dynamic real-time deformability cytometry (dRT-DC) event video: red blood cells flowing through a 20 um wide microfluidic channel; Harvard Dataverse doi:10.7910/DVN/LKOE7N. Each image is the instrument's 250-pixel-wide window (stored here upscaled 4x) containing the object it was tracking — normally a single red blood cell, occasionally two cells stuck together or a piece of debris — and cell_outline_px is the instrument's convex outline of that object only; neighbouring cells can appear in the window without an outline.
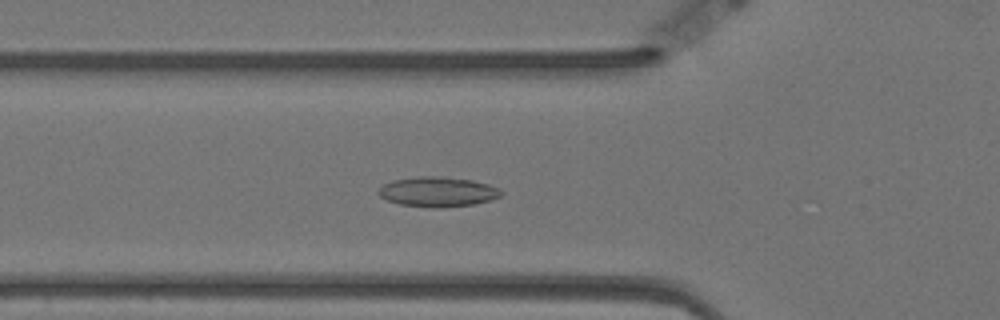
{"species": "Egyptian fruit bat (a non-hibernating species)", "species_latin": "Rousettus aegyptiacus", "temperature_condition": "warm", "stored_images_in_passage": 58, "camera_frame_rate_fps": 3000, "um_per_image_px": 0.085, "animal": {"sex": "female"}, "frame": {"image": 1, "passage_image": 20, "time_ms": 6.333, "image_size_px": [1000, 320], "cell_outline_px": [[504, 192], [500, 196], [492, 200], [476, 204], [444, 208], [432, 208], [400, 204], [388, 200], [380, 196], [376, 192], [384, 184], [392, 180], [416, 176], [444, 176], [472, 180], [488, 184], [500, 188]], "centroid_in_image_um": [37.24, 16.3], "position_along_channel_um": 88.6, "area_um2": 21.73}}
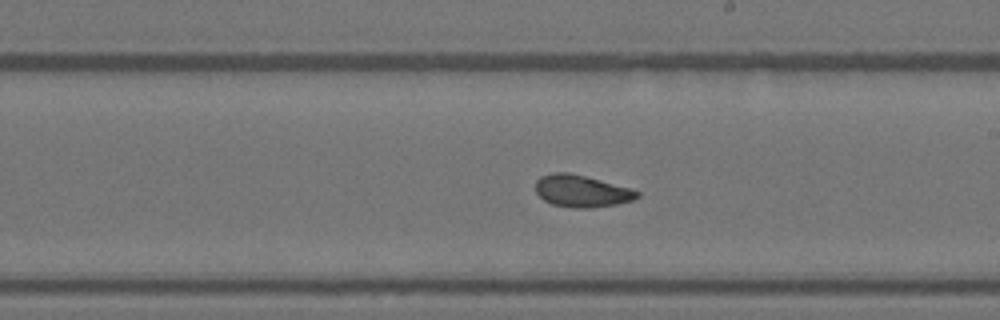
{"frame": {"image": 2, "passage_image": 33, "time_ms": 10.667, "image_size_px": [1000, 320], "cell_outline_px": [[640, 196], [632, 200], [616, 204], [592, 208], [572, 208], [552, 204], [544, 200], [536, 192], [536, 180], [540, 176], [552, 172], [568, 172], [600, 180], [628, 188], [640, 192]], "centroid_in_image_um": [49.4, 16.24], "position_along_channel_um": 239.6, "area_um2": 18.84}}
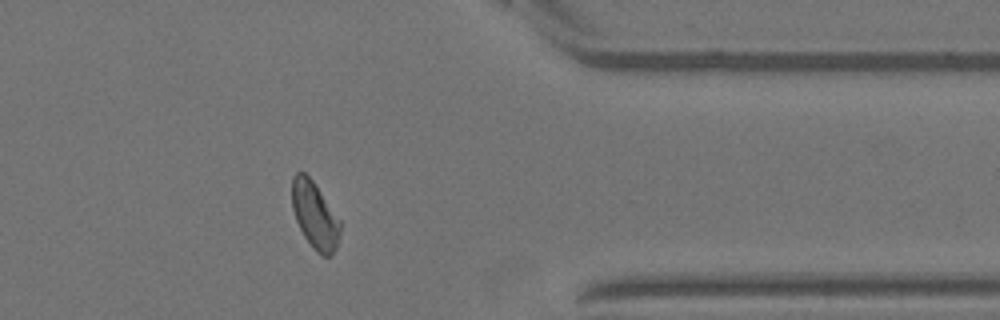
{"frame": {"image": 3, "passage_image": 47, "time_ms": 15.333, "image_size_px": [1000, 320], "cell_outline_px": [[340, 232], [336, 248], [328, 256], [324, 256], [316, 252], [312, 248], [304, 236], [296, 220], [292, 208], [292, 176], [296, 172], [304, 172], [316, 184], [340, 220]], "centroid_in_image_um": [26.74, 18.28], "position_along_channel_um": 384.7, "area_um2": 18.73}, "authors_computed_cell_mechanics": {"area_um2": 19.4208, "velocity_mm_per_s": 3.4741, "shape_relaxation_time_tau1_ms": null, "shape_relaxation_time_tau2_ms": 1.9046, "deformation_change_tau1": null, "deformation_change_tau2": 0.0772}}